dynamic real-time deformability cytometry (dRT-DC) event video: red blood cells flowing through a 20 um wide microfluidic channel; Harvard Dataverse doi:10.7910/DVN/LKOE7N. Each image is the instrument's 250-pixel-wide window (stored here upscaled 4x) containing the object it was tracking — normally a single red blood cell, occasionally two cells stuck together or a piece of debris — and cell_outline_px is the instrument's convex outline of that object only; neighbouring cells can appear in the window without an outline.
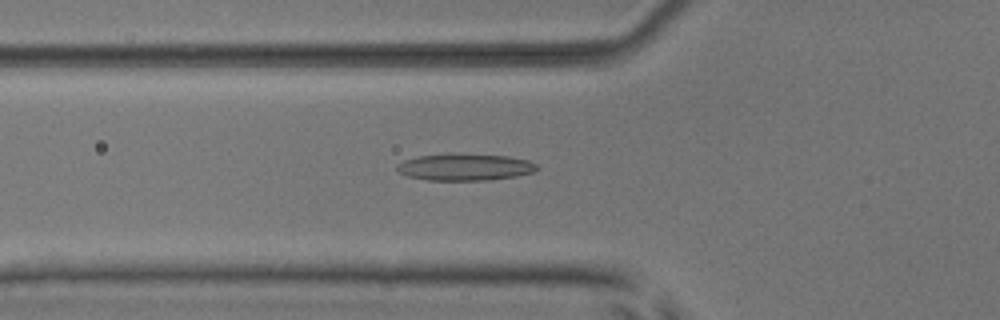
{"species": "common noctule bat (a hibernating species)", "species_latin": "Nyctalus noctula", "temperature_condition": "room temperature", "stored_images_in_passage": 54, "camera_frame_rate_fps": 3000, "um_per_image_px": 0.085, "animal": {"sex": "male", "body_mass_g": 17.9, "forearm_length_mm": 54.2}, "frame": {"image": 1, "passage_image": 20, "time_ms": 6.333, "image_size_px": [1000, 320], "cell_outline_px": [[536, 168], [532, 172], [516, 176], [488, 180], [428, 180], [408, 176], [400, 172], [396, 168], [396, 164], [404, 160], [416, 156], [508, 156], [528, 160], [536, 164]], "centroid_in_image_um": [39.5, 14.24], "position_along_channel_um": 86.3, "area_um2": 20.81}}
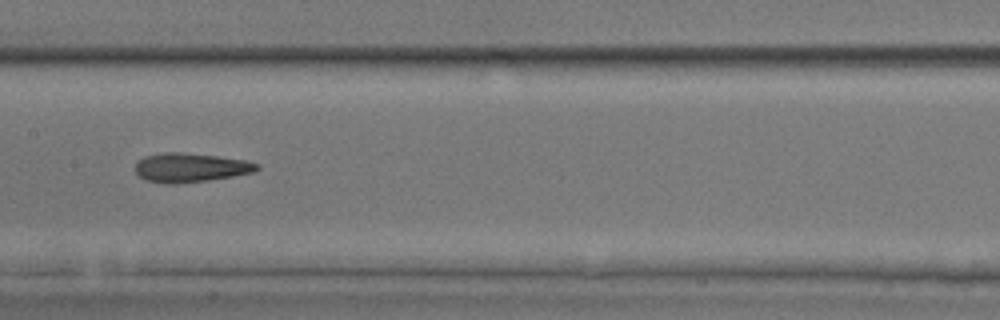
{"frame": {"image": 2, "passage_image": 28, "time_ms": 9.0, "image_size_px": [1000, 320], "cell_outline_px": [[260, 168], [252, 172], [232, 176], [208, 180], [176, 184], [168, 184], [144, 180], [136, 172], [136, 164], [144, 156], [164, 152], [180, 152], [216, 156], [244, 160], [260, 164]], "centroid_in_image_um": [16.17, 14.25], "position_along_channel_um": 191.2, "area_um2": 20.46}}
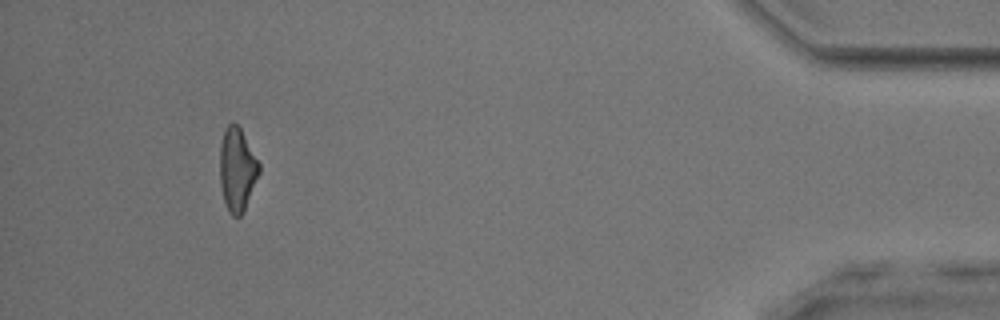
{"frame": {"image": 3, "passage_image": 50, "time_ms": 16.333, "image_size_px": [1000, 320], "cell_outline_px": [[260, 172], [244, 212], [240, 216], [232, 216], [228, 212], [224, 200], [220, 184], [220, 144], [224, 128], [232, 120], [240, 128], [260, 164]], "centroid_in_image_um": [20.15, 14.41], "position_along_channel_um": 415.0, "area_um2": 19.19}, "authors_computed_cell_mechanics": {"area_um2": 20.3456, "velocity_mm_per_s": 3.9251, "shape_relaxation_time_tau1_ms": 4.3678, "shape_relaxation_time_tau2_ms": 1.816, "deformation_change_tau1": 0.1579, "deformation_change_tau2": 0.128}}